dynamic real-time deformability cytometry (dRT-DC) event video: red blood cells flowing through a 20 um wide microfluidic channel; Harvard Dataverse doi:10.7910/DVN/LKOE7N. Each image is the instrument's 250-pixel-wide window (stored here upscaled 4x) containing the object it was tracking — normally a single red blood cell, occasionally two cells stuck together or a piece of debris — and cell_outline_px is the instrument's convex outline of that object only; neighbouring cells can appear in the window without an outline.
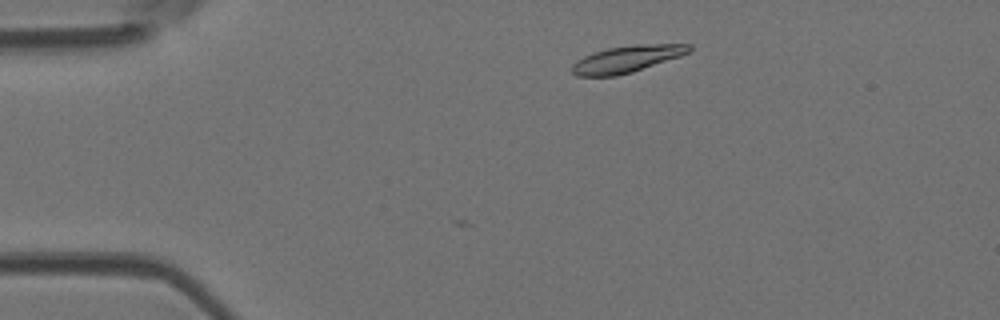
{"species": "Egyptian fruit bat (a non-hibernating species)", "species_latin": "Rousettus aegyptiacus", "temperature_condition": "room temperature", "stored_images_in_passage": 5, "camera_frame_rate_fps": 3000, "um_per_image_px": 0.085, "animal": {"sex": "female"}, "frame": {"image": 1, "passage_image": 2, "time_ms": 0.333, "image_size_px": [1000, 320], "cell_outline_px": [[692, 48], [688, 52], [680, 56], [632, 72], [616, 76], [576, 76], [572, 72], [572, 64], [576, 60], [584, 56], [608, 48], [636, 44], [692, 44]], "centroid_in_image_um": [53.27, 5.02], "position_along_channel_um": 31.7, "area_um2": 18.15}}
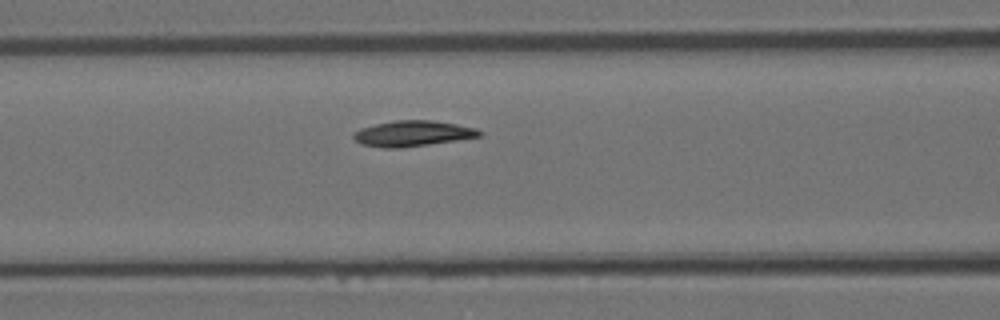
{"frame": {"image": 2, "passage_image": 5, "time_ms": 1.333, "image_size_px": [1000, 320], "cell_outline_px": [[484, 132], [480, 136], [456, 140], [400, 148], [384, 148], [360, 144], [352, 136], [352, 132], [360, 128], [376, 124], [396, 120], [432, 120], [456, 124], [476, 128]], "centroid_in_image_um": [35.05, 11.34], "position_along_channel_um": 131.6, "area_um2": 18.79}}